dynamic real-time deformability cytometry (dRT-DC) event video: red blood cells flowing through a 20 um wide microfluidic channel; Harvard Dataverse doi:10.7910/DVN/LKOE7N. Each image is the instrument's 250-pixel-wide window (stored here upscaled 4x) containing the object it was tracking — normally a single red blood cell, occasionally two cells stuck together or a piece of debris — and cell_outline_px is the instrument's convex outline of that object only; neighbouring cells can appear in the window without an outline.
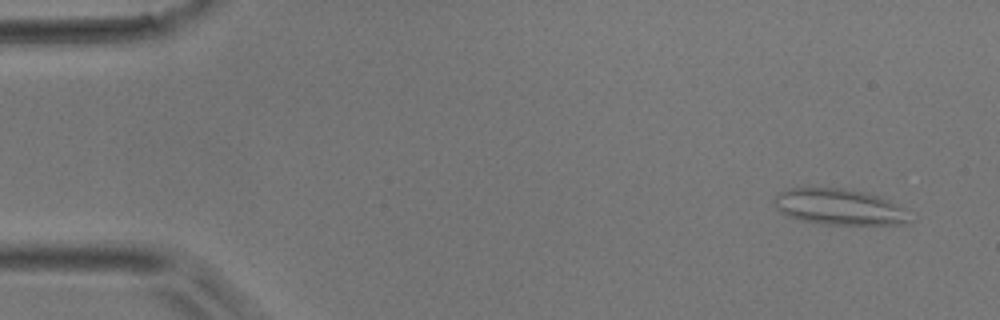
{"species": "common noctule bat (a hibernating species)", "species_latin": "Nyctalus noctula", "temperature_condition": "room temperature", "stored_images_in_passage": 49, "camera_frame_rate_fps": 3000, "um_per_image_px": 0.085, "animal": {"sex": "male", "body_mass_g": 17.9}, "frame": {"image": 1, "passage_image": 3, "time_ms": 0.667, "image_size_px": [1000, 320], "cell_outline_px": [[912, 224], [820, 224], [800, 220], [784, 216], [776, 208], [772, 200], [780, 192], [788, 188], [844, 188], [864, 192], [880, 196], [888, 200], [900, 208]], "centroid_in_image_um": [71.23, 17.59], "position_along_channel_um": 13.8, "area_um2": 28.21}}
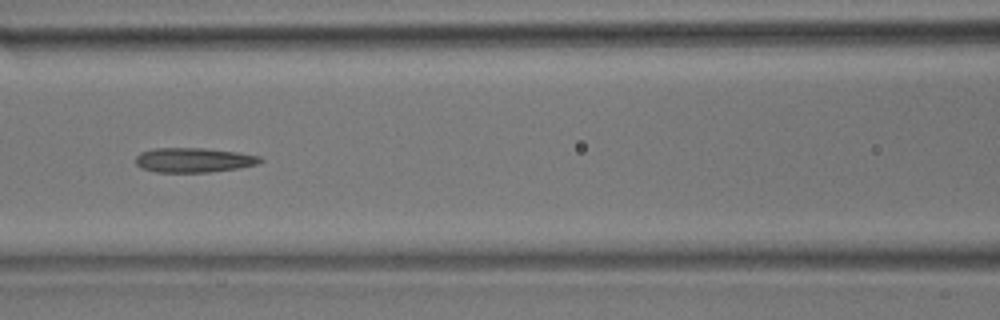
{"frame": {"image": 2, "passage_image": 21, "time_ms": 6.667, "image_size_px": [1000, 320], "cell_outline_px": [[264, 160], [256, 164], [240, 168], [208, 172], [156, 172], [140, 168], [136, 164], [136, 156], [140, 152], [152, 148], [204, 148], [240, 152], [260, 156]], "centroid_in_image_um": [16.46, 13.6], "position_along_channel_um": 150.1, "area_um2": 18.03}}
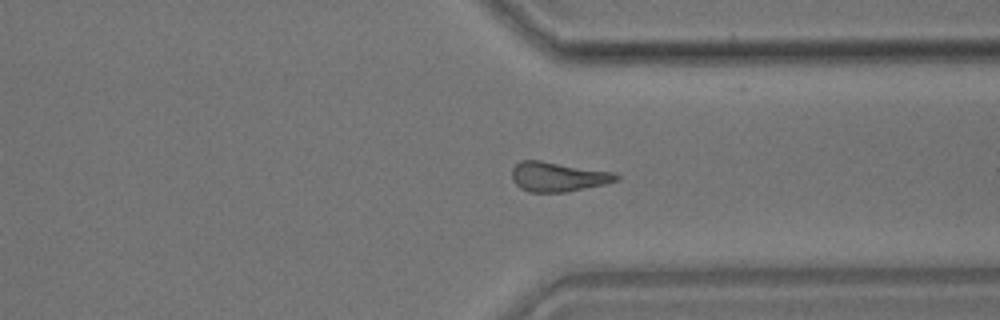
{"frame": {"image": 3, "passage_image": 37, "time_ms": 12.0, "image_size_px": [1000, 320], "cell_outline_px": [[620, 180], [604, 184], [568, 192], [528, 192], [520, 188], [512, 180], [512, 168], [520, 160], [540, 160], [616, 172], [620, 176]], "centroid_in_image_um": [47.45, 15.02], "position_along_channel_um": 364.0, "area_um2": 18.26}}